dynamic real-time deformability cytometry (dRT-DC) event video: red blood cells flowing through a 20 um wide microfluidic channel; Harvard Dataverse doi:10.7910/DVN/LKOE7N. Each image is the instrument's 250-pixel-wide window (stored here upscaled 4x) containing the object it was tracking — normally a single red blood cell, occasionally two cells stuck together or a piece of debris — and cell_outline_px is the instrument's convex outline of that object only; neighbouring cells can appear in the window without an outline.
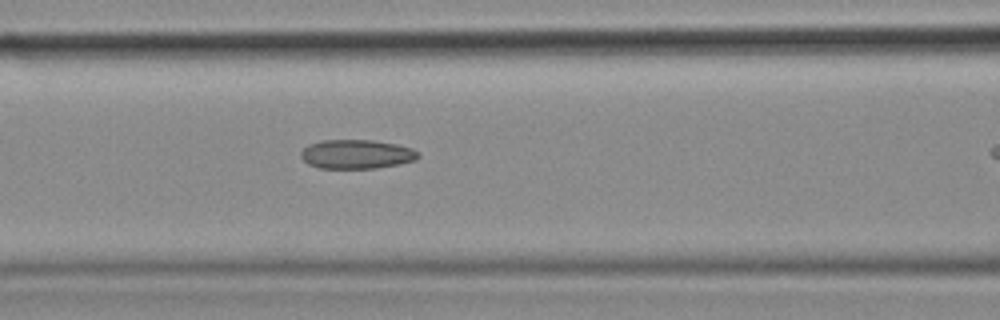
{"species": "common noctule bat (a hibernating species)", "species_latin": "Nyctalus noctula", "temperature_condition": "cold", "stored_images_in_passage": 13, "camera_frame_rate_fps": 3000, "um_per_image_px": 0.085, "animal": {"sex": "female", "body_mass_g": 18.4}, "frame": {"image": 1, "passage_image": 6, "time_ms": 1.667, "image_size_px": [1000, 320], "cell_outline_px": [[420, 156], [416, 160], [376, 168], [320, 168], [308, 164], [300, 156], [300, 152], [308, 144], [320, 140], [372, 140], [396, 144], [412, 148], [420, 152]], "centroid_in_image_um": [30.3, 13.1], "position_along_channel_um": 136.3, "area_um2": 19.94}}